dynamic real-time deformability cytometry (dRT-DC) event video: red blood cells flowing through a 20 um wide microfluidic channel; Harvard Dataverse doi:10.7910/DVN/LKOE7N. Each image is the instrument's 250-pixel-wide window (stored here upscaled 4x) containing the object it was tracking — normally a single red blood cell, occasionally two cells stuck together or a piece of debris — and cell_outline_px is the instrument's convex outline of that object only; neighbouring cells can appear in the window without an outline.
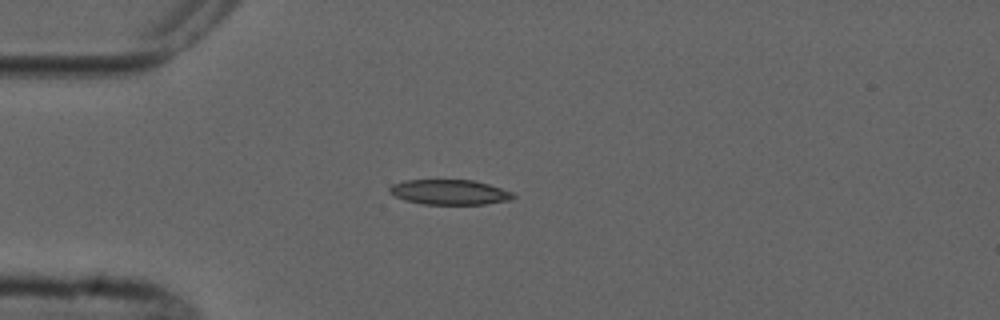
{"species": "common noctule bat (a hibernating species)", "species_latin": "Nyctalus noctula", "temperature_condition": "cold", "stored_images_in_passage": 3, "camera_frame_rate_fps": 3000, "um_per_image_px": 0.085, "animal": {"sex": "male", "forearm_length_mm": 52.5}, "frame": {"image": 1, "passage_image": 1, "time_ms": 0.0, "image_size_px": [1000, 320], "cell_outline_px": [[516, 196], [512, 200], [484, 204], [424, 204], [404, 200], [388, 192], [388, 188], [392, 184], [404, 180], [472, 180], [488, 184], [512, 192]], "centroid_in_image_um": [38.2, 16.33], "position_along_channel_um": 46.8, "area_um2": 18.03}}
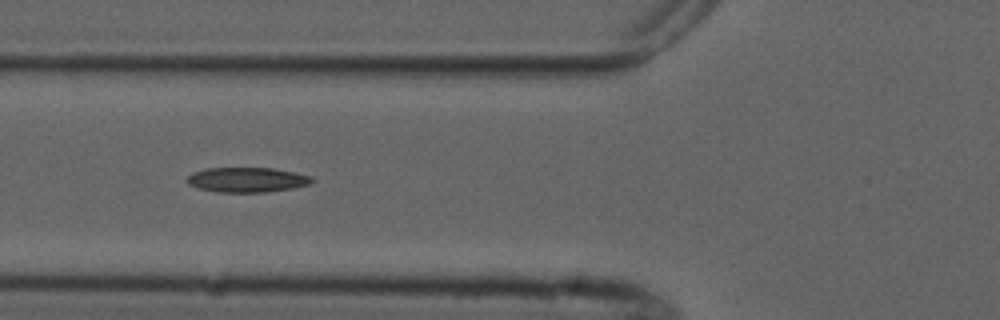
{"frame": {"image": 2, "passage_image": 3, "time_ms": 2.0, "image_size_px": [1000, 320], "cell_outline_px": [[316, 180], [312, 184], [292, 188], [268, 192], [216, 192], [196, 188], [188, 184], [184, 180], [192, 172], [204, 168], [272, 168], [296, 172], [312, 176]], "centroid_in_image_um": [21.0, 15.28], "position_along_channel_um": 104.8, "area_um2": 18.5}}